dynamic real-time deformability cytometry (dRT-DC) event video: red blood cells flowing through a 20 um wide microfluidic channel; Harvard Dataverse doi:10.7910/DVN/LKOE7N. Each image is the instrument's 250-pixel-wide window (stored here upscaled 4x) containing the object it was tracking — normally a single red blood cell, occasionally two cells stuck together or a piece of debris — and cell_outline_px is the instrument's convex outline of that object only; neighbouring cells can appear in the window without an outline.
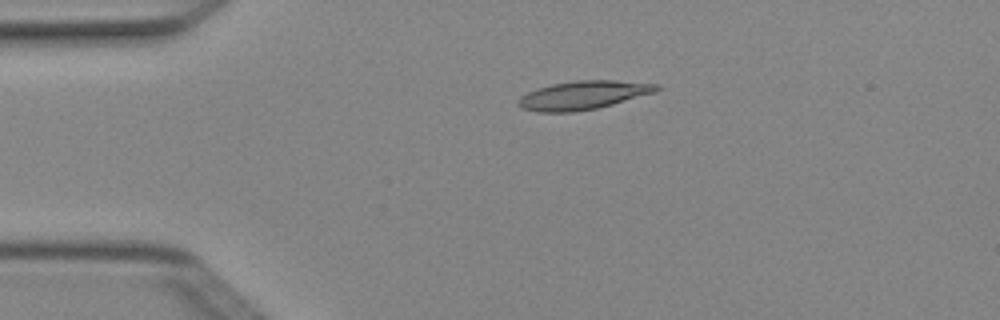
{"species": "Egyptian fruit bat (a non-hibernating species)", "species_latin": "Rousettus aegyptiacus", "temperature_condition": "cold", "stored_images_in_passage": 4, "camera_frame_rate_fps": 3000, "um_per_image_px": 0.085, "animal": {"sex": "female"}, "frame": {"image": 1, "passage_image": 3, "time_ms": 0.667, "image_size_px": [1000, 320], "cell_outline_px": [[660, 88], [656, 92], [612, 104], [596, 108], [576, 112], [540, 112], [520, 108], [516, 104], [516, 100], [520, 96], [528, 92], [552, 84], [576, 80], [612, 80], [660, 84]], "centroid_in_image_um": [49.55, 8.09], "position_along_channel_um": 35.5, "area_um2": 23.0}}